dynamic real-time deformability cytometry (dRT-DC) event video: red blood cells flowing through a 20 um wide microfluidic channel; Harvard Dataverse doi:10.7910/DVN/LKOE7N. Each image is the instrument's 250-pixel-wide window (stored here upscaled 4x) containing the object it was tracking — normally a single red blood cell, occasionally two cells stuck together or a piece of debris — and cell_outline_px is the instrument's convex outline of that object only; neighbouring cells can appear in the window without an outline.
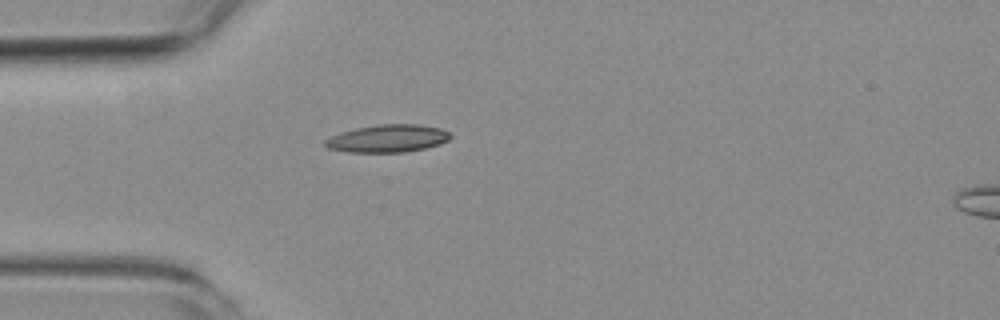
{"species": "common noctule bat (a hibernating species)", "species_latin": "Nyctalus noctula", "temperature_condition": "room temperature", "stored_images_in_passage": 4, "camera_frame_rate_fps": 3000, "um_per_image_px": 0.085, "animal": {"sex": "female", "body_mass_g": 19.3, "forearm_length_mm": 54.1}, "frame": {"image": 1, "passage_image": 4, "time_ms": 3.667, "image_size_px": [1000, 320], "cell_outline_px": [[452, 136], [448, 140], [440, 144], [428, 148], [404, 152], [348, 152], [328, 148], [324, 144], [324, 140], [332, 136], [356, 128], [380, 124], [416, 124], [440, 128], [448, 132]], "centroid_in_image_um": [32.99, 11.77], "position_along_channel_um": 52.0, "area_um2": 20.06}}